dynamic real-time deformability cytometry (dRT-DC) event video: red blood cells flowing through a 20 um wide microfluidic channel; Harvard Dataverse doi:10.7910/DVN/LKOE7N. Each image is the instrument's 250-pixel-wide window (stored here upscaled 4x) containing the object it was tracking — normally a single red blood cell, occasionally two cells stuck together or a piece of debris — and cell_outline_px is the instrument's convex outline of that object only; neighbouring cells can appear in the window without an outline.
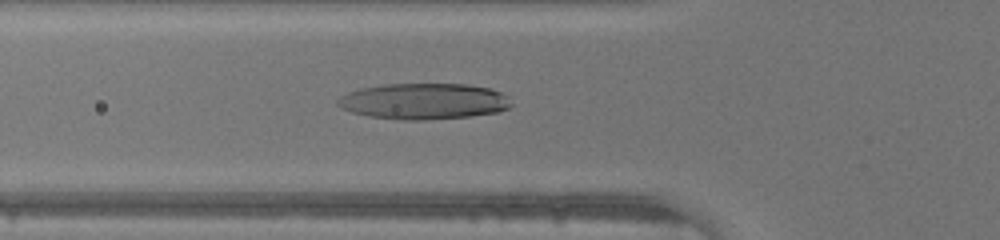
{"species": "human", "species_latin": "Homo sapiens", "temperature_condition": "warm", "stored_images_in_passage": 45, "camera_frame_rate_fps": 3000, "um_per_image_px": 0.085, "donor": {"sex": "male"}, "frame": {"image": 1, "passage_image": 16, "time_ms": 5.0, "image_size_px": [1000, 240], "cell_outline_px": [[512, 104], [508, 108], [496, 112], [468, 116], [424, 120], [404, 120], [368, 116], [352, 112], [340, 108], [336, 104], [336, 100], [340, 96], [348, 92], [360, 88], [384, 84], [468, 84], [488, 88], [500, 92], [508, 96]], "centroid_in_image_um": [35.98, 8.6], "position_along_channel_um": 89.8, "area_um2": 36.47}}
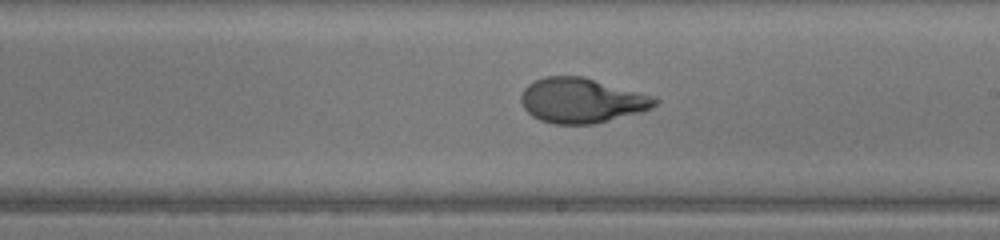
{"frame": {"image": 2, "passage_image": 26, "time_ms": 8.333, "image_size_px": [1000, 240], "cell_outline_px": [[660, 100], [652, 108], [644, 112], [592, 124], [552, 124], [540, 120], [532, 116], [524, 108], [520, 100], [520, 96], [524, 88], [528, 84], [544, 76], [584, 76], [656, 96]], "centroid_in_image_um": [49.47, 8.54], "position_along_channel_um": 239.5, "area_um2": 35.49}}
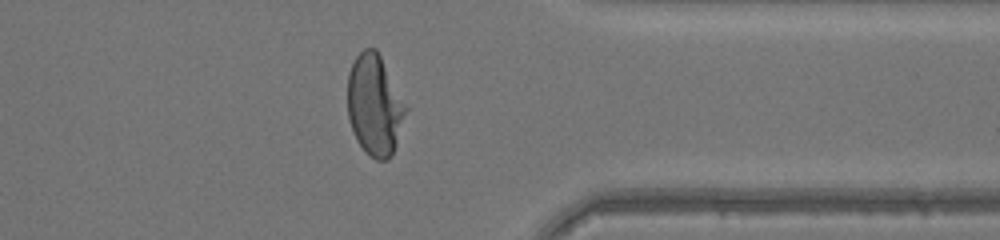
{"frame": {"image": 3, "passage_image": 36, "time_ms": 11.667, "image_size_px": [1000, 240], "cell_outline_px": [[408, 108], [392, 156], [388, 160], [376, 160], [368, 156], [364, 152], [356, 140], [348, 116], [348, 72], [356, 56], [364, 48], [376, 48]], "centroid_in_image_um": [31.84, 8.97], "position_along_channel_um": 379.6, "area_um2": 34.22}}